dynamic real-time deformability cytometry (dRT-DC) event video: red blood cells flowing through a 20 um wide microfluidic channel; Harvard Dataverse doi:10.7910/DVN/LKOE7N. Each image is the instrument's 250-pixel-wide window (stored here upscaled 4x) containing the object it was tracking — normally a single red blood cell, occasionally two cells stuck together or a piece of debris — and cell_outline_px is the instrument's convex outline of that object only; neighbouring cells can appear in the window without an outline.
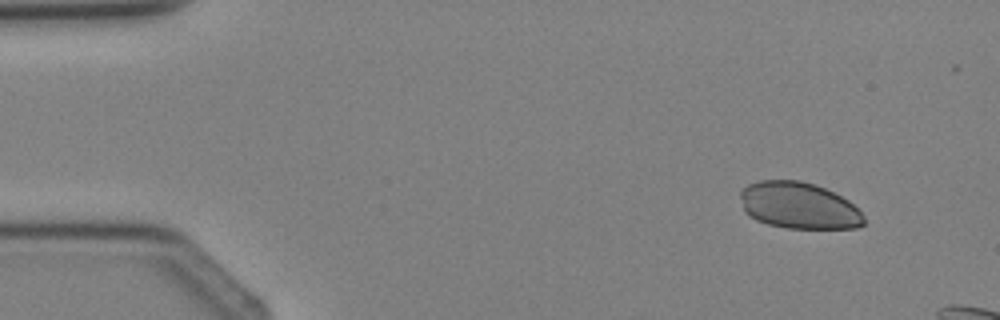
{"species": "Egyptian fruit bat (a non-hibernating species)", "species_latin": "Rousettus aegyptiacus", "temperature_condition": "cold", "stored_images_in_passage": 3, "camera_frame_rate_fps": 3000, "um_per_image_px": 0.085, "animal": {"sex": "female"}, "frame": {"image": 1, "passage_image": 1, "time_ms": 0.0, "image_size_px": [1000, 320], "cell_outline_px": [[864, 224], [856, 228], [788, 228], [768, 224], [756, 220], [748, 216], [744, 212], [740, 196], [740, 192], [748, 184], [760, 180], [800, 180], [816, 184], [848, 200], [864, 216]], "centroid_in_image_um": [67.86, 17.47], "position_along_channel_um": 17.1, "area_um2": 33.52}}